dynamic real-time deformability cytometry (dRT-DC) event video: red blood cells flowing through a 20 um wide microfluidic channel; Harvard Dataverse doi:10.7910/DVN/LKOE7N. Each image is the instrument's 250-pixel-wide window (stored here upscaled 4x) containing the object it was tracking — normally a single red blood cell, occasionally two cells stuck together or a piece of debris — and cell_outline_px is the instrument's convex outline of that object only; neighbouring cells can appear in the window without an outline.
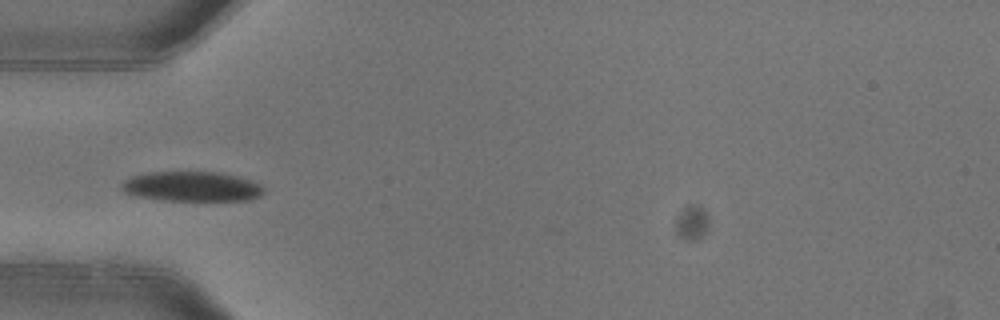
{"species": "common noctule bat (a hibernating species)", "species_latin": "Nyctalus noctula", "temperature_condition": "warm", "stored_images_in_passage": 5, "camera_frame_rate_fps": 3000, "um_per_image_px": 0.085, "animal": {"sex": "female"}, "frame": {"image": 1, "passage_image": 4, "time_ms": 1.0, "image_size_px": [1000, 320], "cell_outline_px": [[264, 192], [260, 196], [248, 200], [160, 200], [136, 196], [124, 192], [120, 188], [120, 184], [124, 180], [132, 176], [152, 172], [212, 172], [236, 176], [252, 180], [260, 184], [264, 188]], "centroid_in_image_um": [16.28, 15.86], "position_along_channel_um": 68.7, "area_um2": 24.68}}